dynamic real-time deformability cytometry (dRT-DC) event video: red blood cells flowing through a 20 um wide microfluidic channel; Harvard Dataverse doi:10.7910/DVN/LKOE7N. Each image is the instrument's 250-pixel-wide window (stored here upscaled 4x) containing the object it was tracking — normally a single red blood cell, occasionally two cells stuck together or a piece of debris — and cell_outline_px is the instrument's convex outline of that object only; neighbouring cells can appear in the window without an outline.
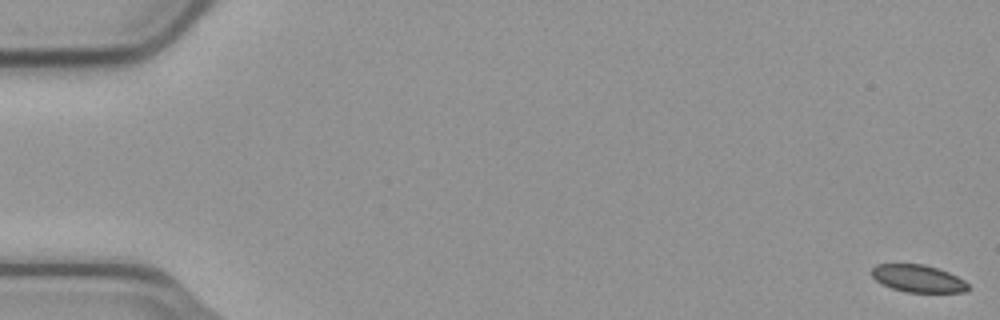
{"species": "common noctule bat (a hibernating species)", "species_latin": "Nyctalus noctula", "temperature_condition": "cold", "stored_images_in_passage": 56, "camera_frame_rate_fps": 3000, "um_per_image_px": 0.085, "animal": {"sex": "male", "body_mass_g": 23.1, "forearm_length_mm": 52.7}, "frame": {"image": 1, "passage_image": 1, "time_ms": 0.0, "image_size_px": [1000, 320], "cell_outline_px": [[968, 288], [964, 292], [908, 292], [892, 288], [880, 284], [872, 276], [872, 268], [876, 264], [924, 264], [948, 272], [964, 280], [968, 284]], "centroid_in_image_um": [78.01, 23.67], "position_along_channel_um": 7.0, "area_um2": 15.26}}
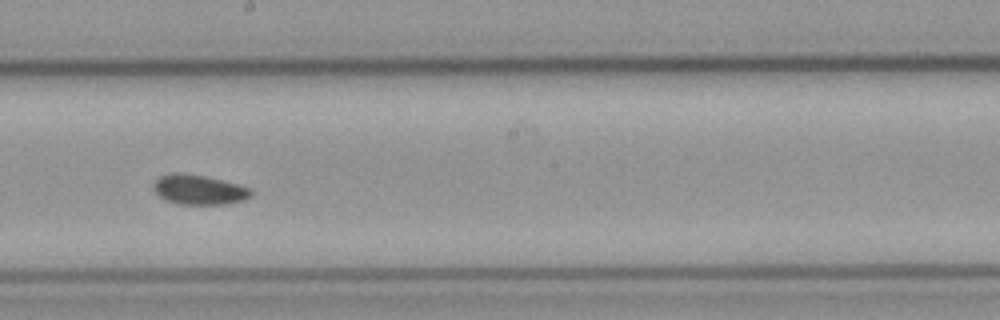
{"frame": {"image": 2, "passage_image": 32, "time_ms": 10.333, "image_size_px": [1000, 320], "cell_outline_px": [[252, 196], [244, 200], [224, 204], [180, 204], [156, 196], [152, 188], [152, 184], [160, 176], [172, 172], [180, 172], [204, 176], [236, 184], [248, 188], [252, 192]], "centroid_in_image_um": [16.84, 16.12], "position_along_channel_um": 231.4, "area_um2": 16.88}}
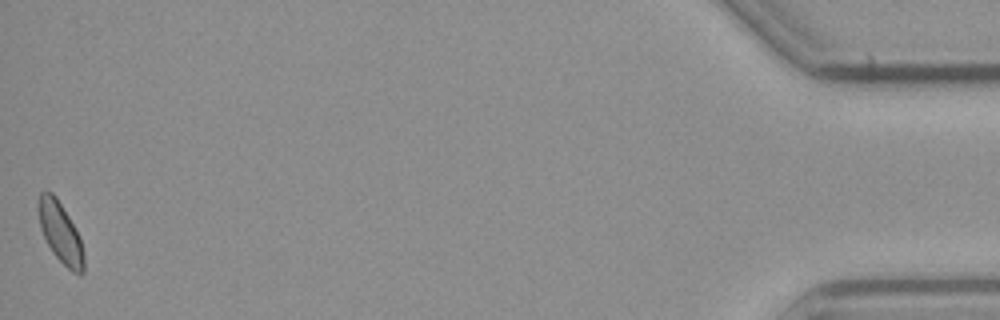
{"frame": {"image": 3, "passage_image": 56, "time_ms": 18.333, "image_size_px": [1000, 320], "cell_outline_px": [[84, 272], [80, 276], [72, 272], [52, 252], [40, 228], [36, 208], [36, 200], [40, 192], [44, 188], [52, 192], [56, 196], [68, 216], [80, 240], [84, 252]], "centroid_in_image_um": [5.08, 19.72], "position_along_channel_um": 430.1, "area_um2": 16.24}}